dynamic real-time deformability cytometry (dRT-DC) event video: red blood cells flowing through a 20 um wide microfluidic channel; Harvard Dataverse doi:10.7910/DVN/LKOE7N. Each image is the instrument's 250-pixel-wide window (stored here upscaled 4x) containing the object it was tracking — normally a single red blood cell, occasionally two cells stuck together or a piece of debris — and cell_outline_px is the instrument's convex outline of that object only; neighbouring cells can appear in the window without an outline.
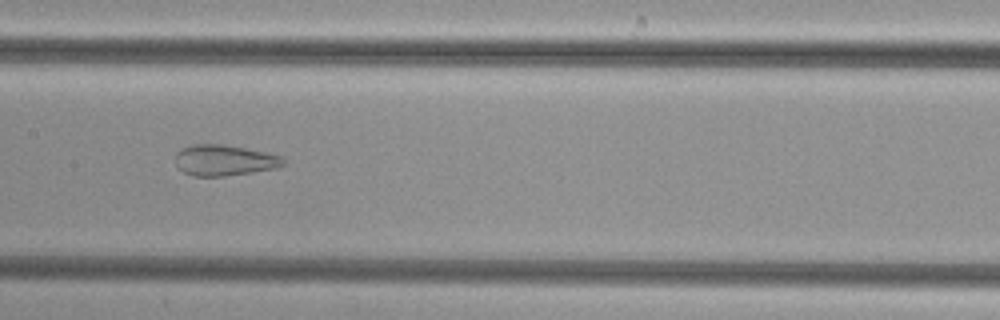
{"species": "common noctule bat (a hibernating species)", "species_latin": "Nyctalus noctula", "temperature_condition": "cold", "stored_images_in_passage": 47, "camera_frame_rate_fps": 3000, "um_per_image_px": 0.085, "animal": {"sex": "female", "body_mass_g": 29.2, "forearm_length_mm": 56.3}, "frame": {"image": 1, "passage_image": 22, "time_ms": 7.0, "image_size_px": [1000, 320], "cell_outline_px": [[284, 164], [276, 168], [252, 172], [224, 176], [192, 176], [184, 172], [176, 164], [176, 152], [192, 144], [220, 144], [244, 148], [264, 152], [280, 156], [284, 160]], "centroid_in_image_um": [19.04, 13.63], "position_along_channel_um": 188.4, "area_um2": 19.13}}
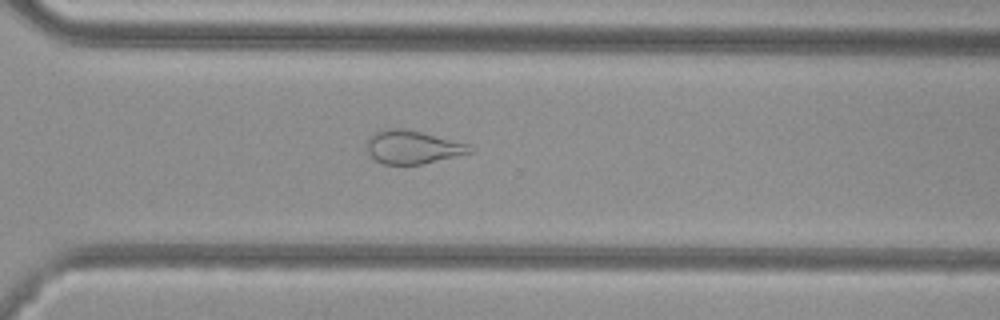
{"frame": {"image": 2, "passage_image": 33, "time_ms": 10.667, "image_size_px": [1000, 320], "cell_outline_px": [[472, 152], [420, 164], [384, 164], [376, 160], [368, 152], [368, 140], [380, 128], [404, 128], [468, 144], [472, 148]], "centroid_in_image_um": [35.04, 12.49], "position_along_channel_um": 335.6, "area_um2": 19.48}}
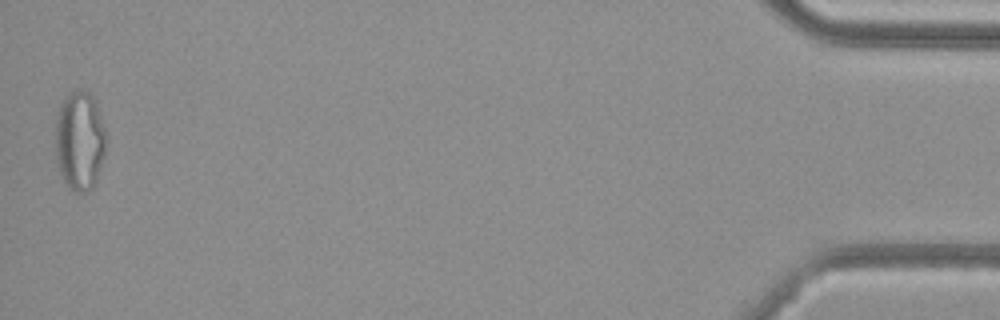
{"frame": {"image": 3, "passage_image": 47, "time_ms": 15.333, "image_size_px": [1000, 320], "cell_outline_px": [[104, 156], [96, 180], [92, 188], [88, 192], [72, 192], [68, 188], [60, 176], [56, 156], [56, 116], [60, 104], [72, 92], [88, 92], [92, 96], [96, 104], [104, 128]], "centroid_in_image_um": [6.75, 12.04], "position_along_channel_um": 428.5, "area_um2": 28.9}}